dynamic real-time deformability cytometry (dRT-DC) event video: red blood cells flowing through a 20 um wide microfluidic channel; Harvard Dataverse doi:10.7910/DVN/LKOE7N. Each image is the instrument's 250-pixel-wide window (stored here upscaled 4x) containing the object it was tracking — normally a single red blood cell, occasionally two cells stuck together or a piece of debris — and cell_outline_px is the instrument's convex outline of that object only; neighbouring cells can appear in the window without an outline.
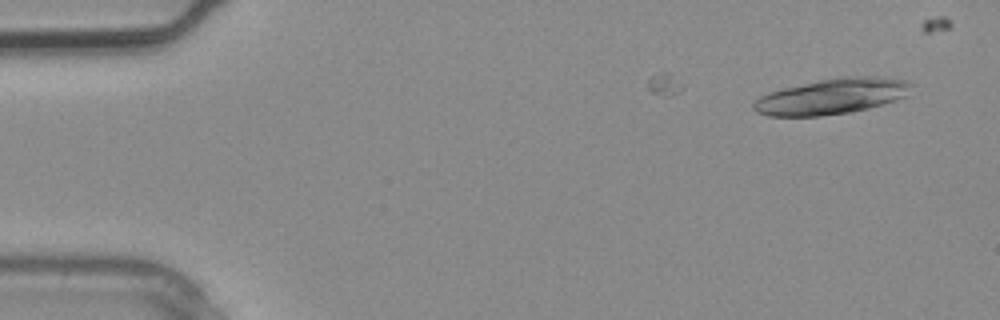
{"species": "common noctule bat (a hibernating species)", "species_latin": "Nyctalus noctula", "temperature_condition": "warm", "stored_images_in_passage": 5, "camera_frame_rate_fps": 3000, "um_per_image_px": 0.085, "animal": {"sex": "male", "body_mass_g": 20.4}, "frame": {"image": 1, "passage_image": 2, "time_ms": 0.333, "image_size_px": [1000, 320], "cell_outline_px": [[912, 84], [904, 96], [896, 100], [868, 108], [848, 112], [820, 116], [768, 116], [756, 112], [752, 108], [752, 104], [760, 96], [768, 92], [784, 88], [820, 80], [840, 76], [876, 76], [904, 80]], "centroid_in_image_um": [70.66, 8.19], "position_along_channel_um": 14.3, "area_um2": 32.48}}